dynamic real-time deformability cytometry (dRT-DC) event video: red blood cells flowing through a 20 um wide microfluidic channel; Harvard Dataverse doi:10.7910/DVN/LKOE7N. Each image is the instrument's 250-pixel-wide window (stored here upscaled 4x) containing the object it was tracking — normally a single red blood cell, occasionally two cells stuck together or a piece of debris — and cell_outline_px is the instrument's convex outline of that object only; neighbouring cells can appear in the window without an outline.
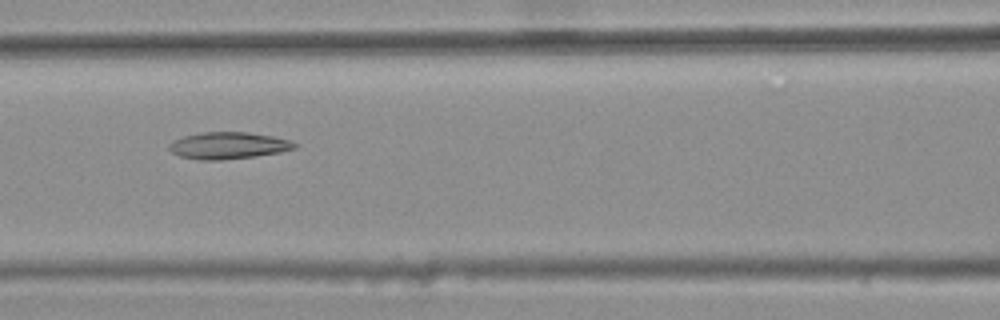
{"species": "common noctule bat (a hibernating species)", "species_latin": "Nyctalus noctula", "temperature_condition": "warm", "stored_images_in_passage": 9, "camera_frame_rate_fps": 3000, "um_per_image_px": 0.085, "animal": {"sex": "female", "body_mass_g": 25.1}, "frame": {"image": 1, "passage_image": 7, "time_ms": 2.0, "image_size_px": [1000, 320], "cell_outline_px": [[300, 144], [296, 148], [280, 152], [256, 156], [220, 160], [196, 160], [180, 156], [172, 152], [168, 148], [168, 144], [184, 136], [200, 132], [248, 132], [272, 136], [288, 140]], "centroid_in_image_um": [19.41, 12.37], "position_along_channel_um": 147.2, "area_um2": 19.65}}
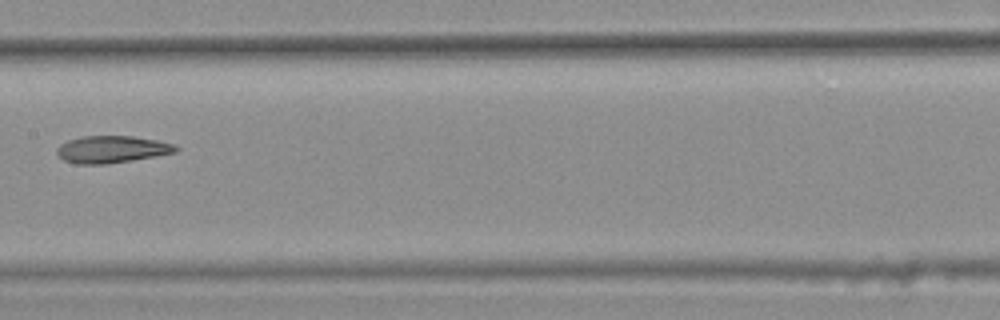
{"frame": {"image": 2, "passage_image": 8, "time_ms": 2.333, "image_size_px": [1000, 320], "cell_outline_px": [[180, 148], [176, 152], [156, 156], [132, 160], [104, 164], [76, 164], [64, 160], [56, 152], [56, 148], [60, 144], [68, 140], [80, 136], [132, 136], [156, 140], [176, 144]], "centroid_in_image_um": [9.51, 12.69], "position_along_channel_um": 197.9, "area_um2": 18.84}}
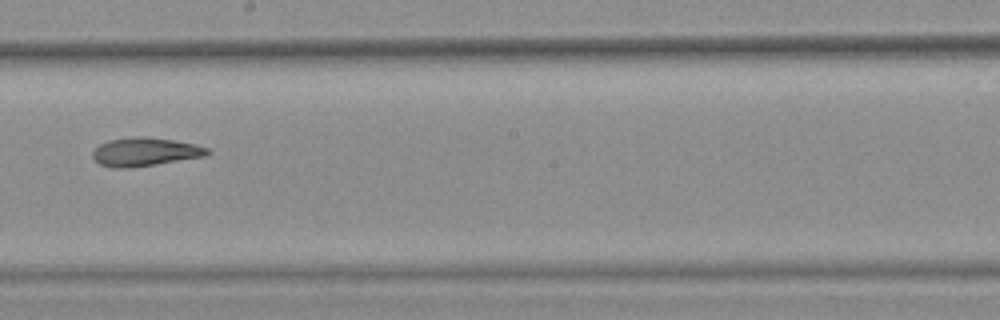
{"frame": {"image": 3, "passage_image": 9, "time_ms": 2.667, "image_size_px": [1000, 320], "cell_outline_px": [[212, 152], [204, 156], [156, 164], [128, 168], [112, 168], [100, 164], [92, 156], [92, 152], [100, 144], [108, 140], [140, 136], [144, 136], [172, 140], [196, 144], [208, 148]], "centroid_in_image_um": [12.32, 12.91], "position_along_channel_um": 235.9, "area_um2": 18.9}}